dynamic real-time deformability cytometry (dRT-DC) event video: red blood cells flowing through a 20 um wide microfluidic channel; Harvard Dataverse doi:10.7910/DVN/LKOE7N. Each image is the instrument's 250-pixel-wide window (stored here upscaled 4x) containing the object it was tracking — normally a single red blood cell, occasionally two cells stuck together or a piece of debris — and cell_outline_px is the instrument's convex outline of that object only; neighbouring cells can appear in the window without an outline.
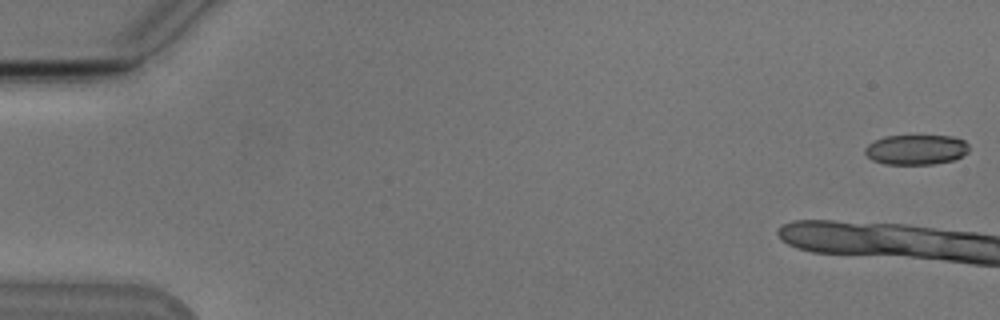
{"species": "Egyptian fruit bat (a non-hibernating species)", "species_latin": "Rousettus aegyptiacus", "temperature_condition": "cold", "stored_images_in_passage": 11, "camera_frame_rate_fps": 3000, "um_per_image_px": 0.085, "animal": {"sex": "male"}, "frame": {"image": 1, "passage_image": 1, "time_ms": 0.0, "image_size_px": [1000, 320], "cell_outline_px": [[968, 152], [952, 160], [932, 164], [884, 164], [872, 160], [864, 152], [864, 148], [868, 144], [884, 136], [952, 136], [964, 140], [968, 144]], "centroid_in_image_um": [77.85, 12.72], "position_along_channel_um": 7.2, "area_um2": 18.09}}